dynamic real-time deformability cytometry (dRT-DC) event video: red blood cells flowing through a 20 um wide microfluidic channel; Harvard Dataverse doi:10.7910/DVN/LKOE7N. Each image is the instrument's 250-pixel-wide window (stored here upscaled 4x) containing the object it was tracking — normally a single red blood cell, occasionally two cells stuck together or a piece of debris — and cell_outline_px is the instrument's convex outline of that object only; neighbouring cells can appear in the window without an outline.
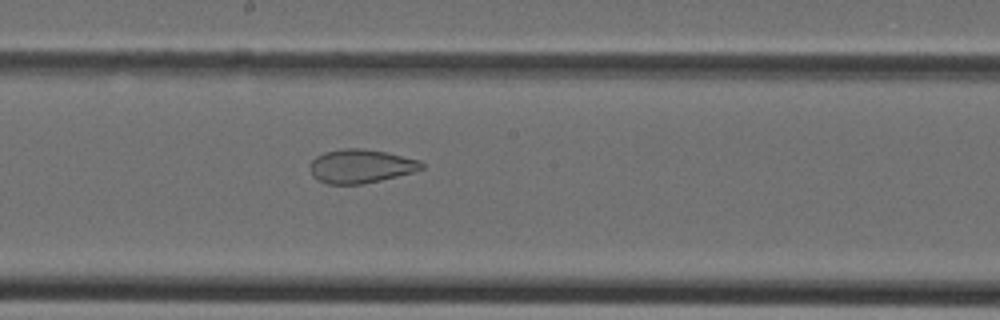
{"species": "Egyptian fruit bat (a non-hibernating species)", "species_latin": "Rousettus aegyptiacus", "temperature_condition": "cold", "stored_images_in_passage": 39, "camera_frame_rate_fps": 3000, "um_per_image_px": 0.085, "animal": {"sex": "female"}, "frame": {"image": 1, "passage_image": 21, "time_ms": 6.667, "image_size_px": [1000, 320], "cell_outline_px": [[424, 168], [412, 172], [364, 184], [328, 184], [316, 180], [312, 176], [312, 160], [316, 156], [324, 152], [340, 148], [364, 148], [388, 152], [420, 160], [424, 164]], "centroid_in_image_um": [30.67, 14.11], "position_along_channel_um": 217.5, "area_um2": 22.02}}
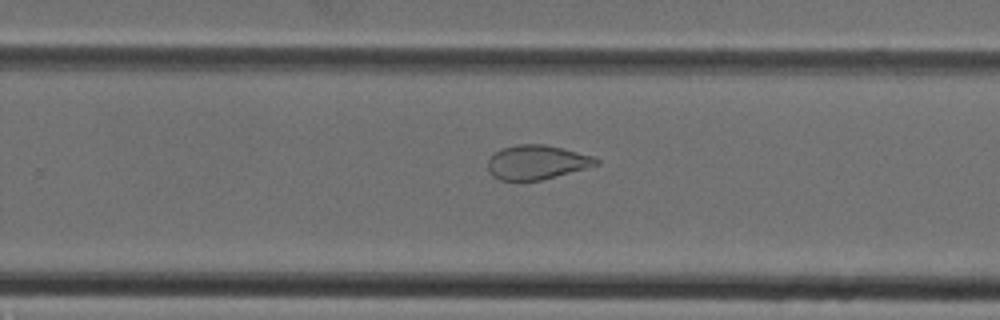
{"frame": {"image": 2, "passage_image": 25, "time_ms": 8.0, "image_size_px": [1000, 320], "cell_outline_px": [[600, 164], [556, 176], [540, 180], [500, 180], [492, 176], [488, 172], [488, 160], [500, 148], [516, 144], [544, 144], [564, 148], [592, 156], [600, 160]], "centroid_in_image_um": [45.61, 13.78], "position_along_channel_um": 284.2, "area_um2": 21.62}}
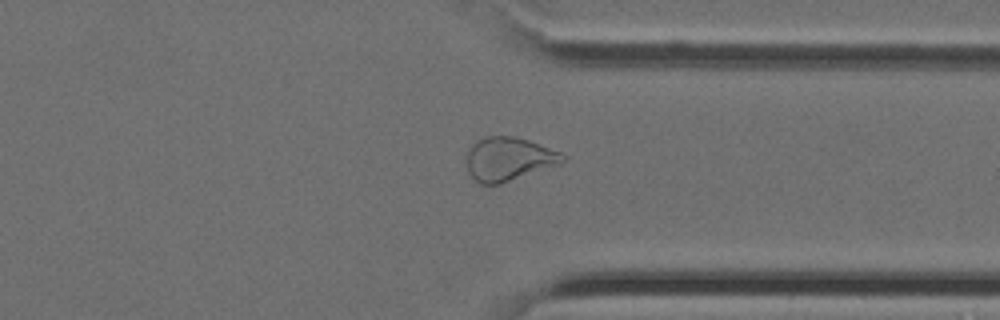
{"frame": {"image": 3, "passage_image": 30, "time_ms": 9.667, "image_size_px": [1000, 320], "cell_outline_px": [[568, 160], [560, 164], [500, 184], [480, 184], [468, 172], [468, 152], [472, 144], [476, 140], [484, 136], [516, 136], [528, 140], [560, 152], [568, 156]], "centroid_in_image_um": [43.27, 13.5], "position_along_channel_um": 368.1, "area_um2": 24.39}}